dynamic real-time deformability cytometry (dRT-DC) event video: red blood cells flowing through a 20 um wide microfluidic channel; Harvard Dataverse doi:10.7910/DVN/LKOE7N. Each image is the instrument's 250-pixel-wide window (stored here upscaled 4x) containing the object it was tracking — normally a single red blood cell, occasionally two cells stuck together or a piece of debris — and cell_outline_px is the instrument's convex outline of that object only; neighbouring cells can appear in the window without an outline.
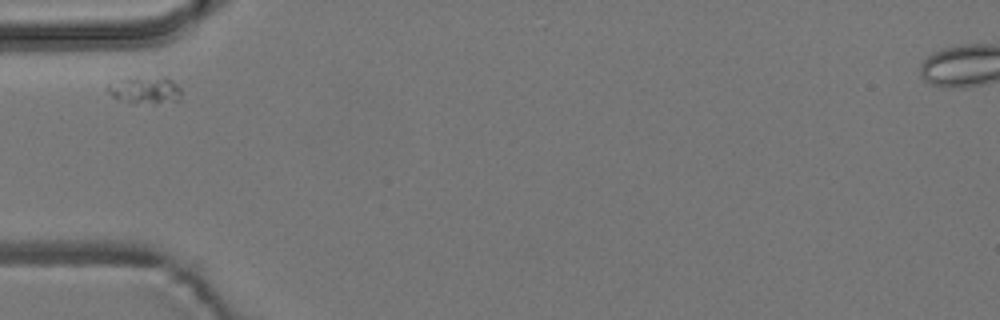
{"species": "common noctule bat (a hibernating species)", "species_latin": "Nyctalus noctula", "temperature_condition": "room temperature", "stored_images_in_passage": 2, "camera_frame_rate_fps": 3000, "um_per_image_px": 0.085, "animal": {"sex": "male", "body_mass_g": 19.2, "forearm_length_mm": 51.8}, "frame": {"image": 1, "passage_image": 1, "time_ms": 0.0, "image_size_px": [1000, 320], "cell_outline_px": [[180, 100], [156, 104], [152, 104], [116, 100], [108, 92], [108, 84], [128, 76], [164, 76], [172, 80], [180, 88]], "centroid_in_image_um": [12.33, 7.63], "position_along_channel_um": 72.7, "area_um2": 12.08}}
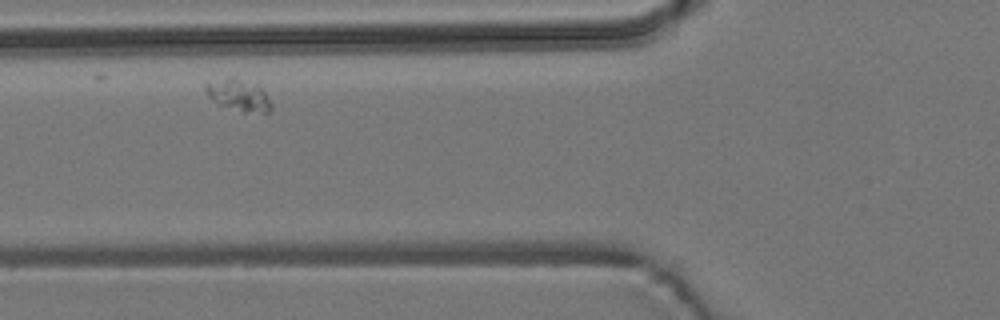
{"frame": {"image": 2, "passage_image": 2, "time_ms": 1.0, "image_size_px": [1000, 320], "cell_outline_px": [[272, 108], [268, 112], [244, 112], [220, 104], [212, 100], [208, 96], [204, 88], [204, 84], [228, 76], [236, 76], [260, 84], [268, 96], [272, 104]], "centroid_in_image_um": [20.31, 8.03], "position_along_channel_um": 105.5, "area_um2": 12.48}}